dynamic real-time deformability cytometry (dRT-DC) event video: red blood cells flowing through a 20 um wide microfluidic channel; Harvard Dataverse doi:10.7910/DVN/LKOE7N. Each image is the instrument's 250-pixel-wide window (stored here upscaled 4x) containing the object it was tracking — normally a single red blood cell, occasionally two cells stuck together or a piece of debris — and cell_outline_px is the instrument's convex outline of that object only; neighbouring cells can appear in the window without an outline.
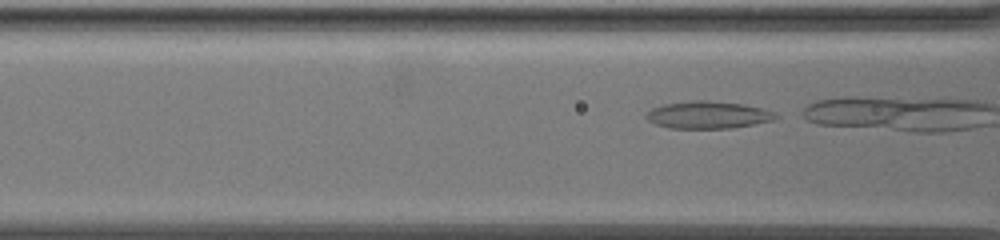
{"species": "common noctule bat (a hibernating species)", "species_latin": "Nyctalus noctula", "temperature_condition": "warm", "stored_images_in_passage": 14, "camera_frame_rate_fps": 3000, "um_per_image_px": 0.085, "animal": {"sex": "female", "body_mass_g": 19.5, "forearm_length_mm": 54.1}, "frame": {"image": 1, "passage_image": 12, "time_ms": 3.667, "image_size_px": [1000, 240], "cell_outline_px": [[780, 116], [772, 120], [732, 128], [668, 128], [656, 124], [648, 120], [644, 116], [652, 108], [664, 104], [692, 100], [708, 100], [744, 104], [776, 112]], "centroid_in_image_um": [60.17, 9.76], "position_along_channel_um": 106.4, "area_um2": 20.58}}